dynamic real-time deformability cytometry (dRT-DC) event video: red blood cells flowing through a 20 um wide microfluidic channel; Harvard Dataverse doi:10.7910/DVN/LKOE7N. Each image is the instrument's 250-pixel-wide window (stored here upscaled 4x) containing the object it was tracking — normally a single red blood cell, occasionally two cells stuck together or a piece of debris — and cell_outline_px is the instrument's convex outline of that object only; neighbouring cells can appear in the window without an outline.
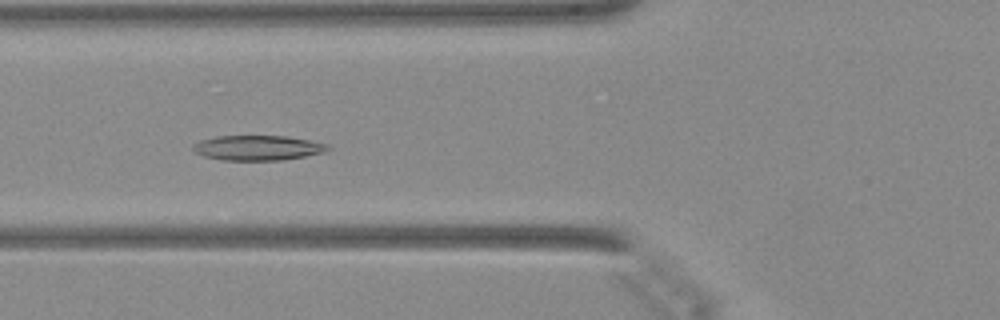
{"species": "Egyptian fruit bat (a non-hibernating species)", "species_latin": "Rousettus aegyptiacus", "temperature_condition": "warm", "stored_images_in_passage": 38, "camera_frame_rate_fps": 3000, "um_per_image_px": 0.085, "animal": {"sex": "female"}, "frame": {"image": 1, "passage_image": 8, "time_ms": 2.333, "image_size_px": [1000, 320], "cell_outline_px": [[332, 148], [324, 152], [284, 160], [220, 160], [204, 156], [192, 152], [192, 144], [200, 140], [216, 136], [284, 136], [308, 140], [328, 144]], "centroid_in_image_um": [21.86, 12.57], "position_along_channel_um": 103.9, "area_um2": 19.71}}
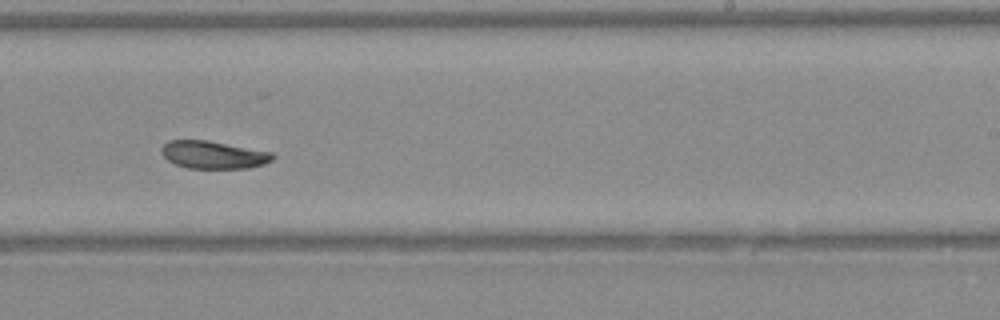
{"frame": {"image": 2, "passage_image": 20, "time_ms": 6.333, "image_size_px": [1000, 320], "cell_outline_px": [[276, 156], [272, 160], [264, 164], [248, 168], [188, 168], [176, 164], [168, 160], [160, 152], [160, 148], [168, 140], [204, 140], [272, 152]], "centroid_in_image_um": [18.12, 13.16], "position_along_channel_um": 270.9, "area_um2": 17.8}}
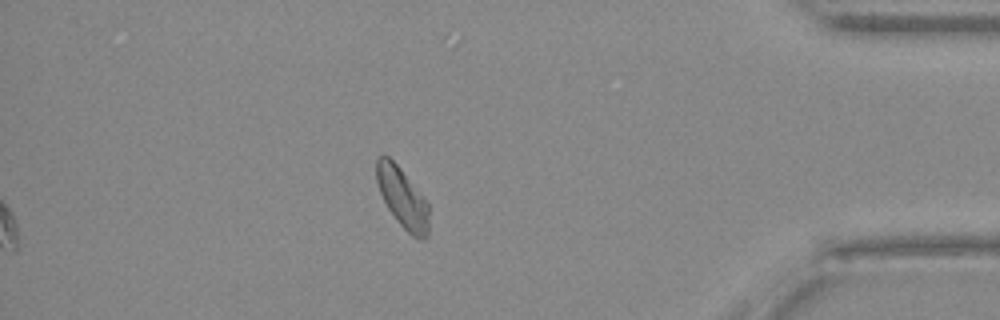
{"frame": {"image": 3, "passage_image": 32, "time_ms": 10.333, "image_size_px": [1000, 320], "cell_outline_px": [[428, 236], [424, 240], [420, 240], [412, 236], [396, 220], [388, 208], [380, 192], [376, 180], [376, 156], [388, 156], [400, 168], [428, 204]], "centroid_in_image_um": [34.2, 16.83], "position_along_channel_um": 401.0, "area_um2": 18.03}}